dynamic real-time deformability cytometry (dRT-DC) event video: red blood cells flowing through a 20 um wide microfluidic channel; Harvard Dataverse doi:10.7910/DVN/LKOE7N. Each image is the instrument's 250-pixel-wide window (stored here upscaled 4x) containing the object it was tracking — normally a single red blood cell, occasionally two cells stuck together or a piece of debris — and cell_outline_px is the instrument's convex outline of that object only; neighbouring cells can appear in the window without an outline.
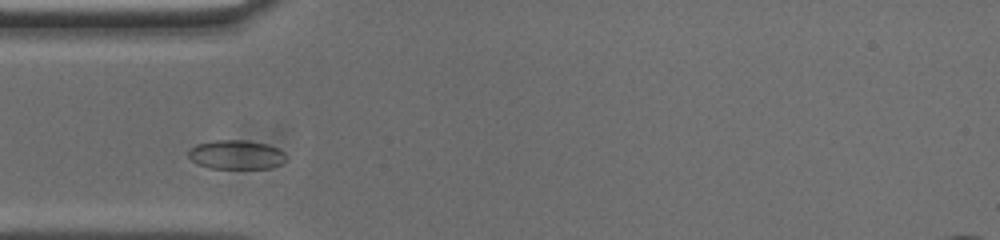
{"species": "common noctule bat (a hibernating species)", "species_latin": "Nyctalus noctula", "temperature_condition": "cold", "stored_images_in_passage": 35, "camera_frame_rate_fps": 3000, "um_per_image_px": 0.085, "animal": {"sex": "male", "body_mass_g": 20.0, "forearm_length_mm": 53.3}, "frame": {"image": 1, "passage_image": 6, "time_ms": 1.667, "image_size_px": [1000, 240], "cell_outline_px": [[284, 160], [280, 164], [272, 168], [208, 168], [196, 164], [188, 156], [188, 152], [196, 144], [212, 140], [244, 140], [268, 144], [284, 152]], "centroid_in_image_um": [20.04, 13.15], "position_along_channel_um": 65.0, "area_um2": 16.53}}
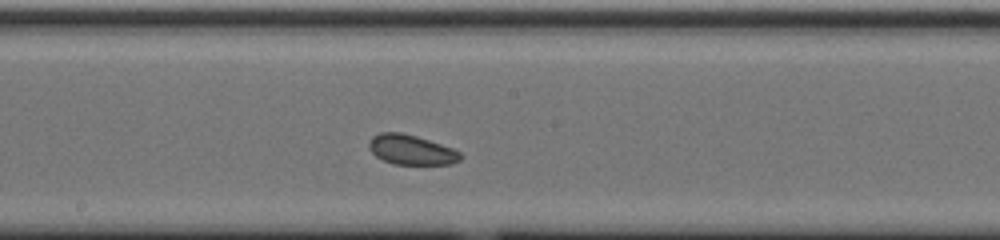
{"frame": {"image": 2, "passage_image": 18, "time_ms": 5.667, "image_size_px": [1000, 240], "cell_outline_px": [[464, 156], [460, 160], [452, 164], [392, 164], [376, 156], [372, 152], [368, 144], [368, 140], [372, 136], [380, 132], [400, 132], [416, 136], [452, 148], [460, 152]], "centroid_in_image_um": [34.95, 12.73], "position_along_channel_um": 213.2, "area_um2": 15.9}}
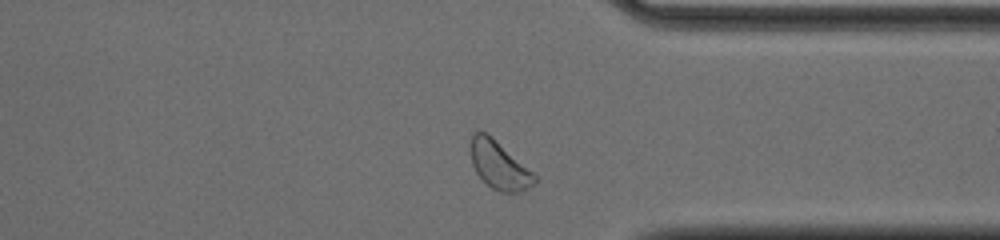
{"frame": {"image": 3, "passage_image": 31, "time_ms": 10.0, "image_size_px": [1000, 240], "cell_outline_px": [[536, 184], [520, 192], [500, 192], [492, 188], [476, 172], [472, 164], [468, 152], [468, 148], [472, 136], [476, 132], [488, 132], [536, 172]], "centroid_in_image_um": [42.45, 14.0], "position_along_channel_um": 368.9, "area_um2": 18.55}}